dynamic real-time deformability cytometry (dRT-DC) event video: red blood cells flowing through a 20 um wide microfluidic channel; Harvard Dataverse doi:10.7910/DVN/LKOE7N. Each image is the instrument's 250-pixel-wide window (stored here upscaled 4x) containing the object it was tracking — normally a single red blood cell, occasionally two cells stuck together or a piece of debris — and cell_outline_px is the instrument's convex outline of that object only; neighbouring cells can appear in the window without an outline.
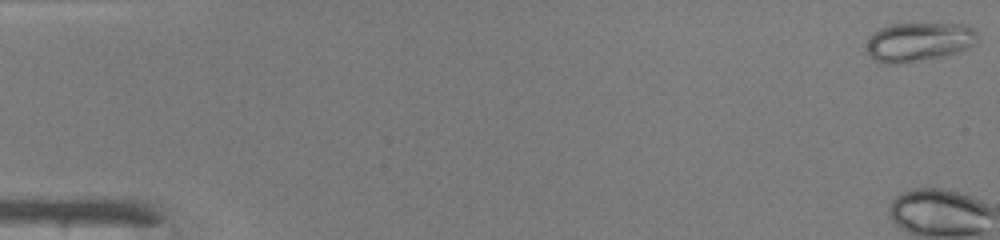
{"species": "common noctule bat (a hibernating species)", "species_latin": "Nyctalus noctula", "temperature_condition": "warm", "stored_images_in_passage": 4, "camera_frame_rate_fps": 3000, "um_per_image_px": 0.085, "animal": {"sex": "male", "body_mass_g": 19.0, "forearm_length_mm": 50.8}, "frame": {"image": 1, "passage_image": 1, "time_ms": 0.0, "image_size_px": [1000, 240], "cell_outline_px": [[976, 40], [972, 44], [956, 52], [940, 56], [900, 64], [884, 64], [876, 60], [868, 52], [868, 40], [872, 32], [880, 28], [892, 24], [968, 24], [976, 32]], "centroid_in_image_um": [78.06, 3.55], "position_along_channel_um": 6.9, "area_um2": 24.74}}